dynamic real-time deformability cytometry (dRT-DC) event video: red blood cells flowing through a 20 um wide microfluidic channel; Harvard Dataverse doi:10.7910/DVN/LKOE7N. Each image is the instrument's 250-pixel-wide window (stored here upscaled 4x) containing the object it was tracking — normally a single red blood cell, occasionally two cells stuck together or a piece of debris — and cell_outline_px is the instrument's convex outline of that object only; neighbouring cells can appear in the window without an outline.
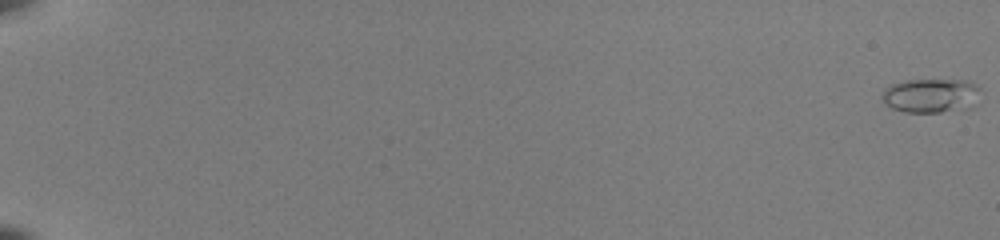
{"species": "common noctule bat (a hibernating species)", "species_latin": "Nyctalus noctula", "temperature_condition": "room temperature", "stored_images_in_passage": 55, "camera_frame_rate_fps": 3000, "um_per_image_px": 0.085, "animal": {"sex": "female", "body_mass_g": 22.0, "forearm_length_mm": 56.7}, "frame": {"image": 1, "passage_image": 1, "time_ms": 0.0, "image_size_px": [1000, 240], "cell_outline_px": [[980, 88], [948, 108], [940, 112], [904, 112], [892, 108], [880, 96], [884, 88], [892, 84], [904, 80], [972, 80]], "centroid_in_image_um": [78.8, 8.04], "position_along_channel_um": 6.2, "area_um2": 17.63}}
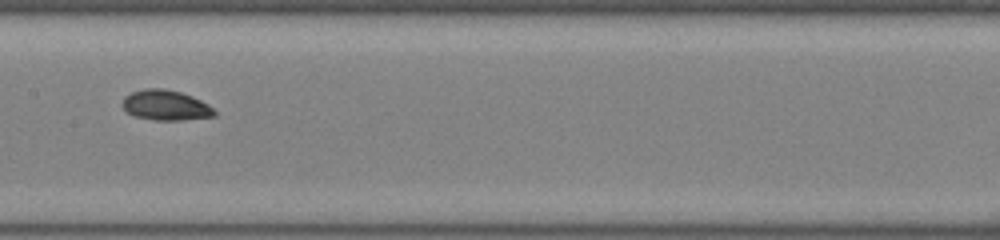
{"frame": {"image": 2, "passage_image": 32, "time_ms": 10.333, "image_size_px": [1000, 240], "cell_outline_px": [[216, 116], [180, 120], [156, 120], [136, 116], [128, 112], [120, 104], [124, 96], [132, 92], [144, 88], [164, 88], [180, 92], [192, 96], [208, 104], [216, 112]], "centroid_in_image_um": [14.07, 8.93], "position_along_channel_um": 193.3, "area_um2": 16.18}}
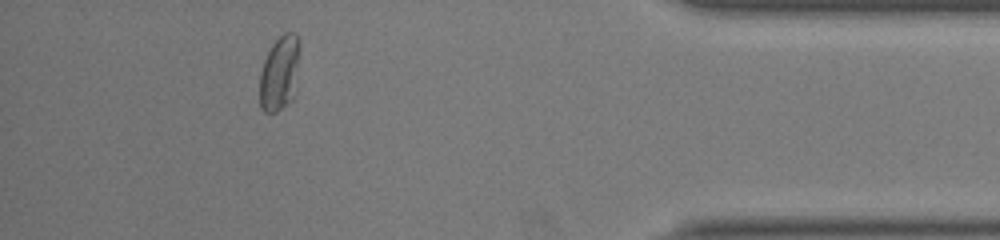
{"frame": {"image": 3, "passage_image": 51, "time_ms": 16.667, "image_size_px": [1000, 240], "cell_outline_px": [[300, 48], [292, 100], [276, 112], [264, 112], [260, 108], [260, 72], [264, 60], [272, 44], [284, 32], [296, 32], [300, 40]], "centroid_in_image_um": [23.76, 6.18], "position_along_channel_um": 411.4, "area_um2": 17.4}, "authors_computed_cell_mechanics": {"area_um2": 16.1262, "velocity_mm_per_s": 3.9774, "shape_relaxation_time_tau1_ms": 10.4449, "shape_relaxation_time_tau2_ms": null, "deformation_change_tau1": 0.3222, "deformation_change_tau2": null}}